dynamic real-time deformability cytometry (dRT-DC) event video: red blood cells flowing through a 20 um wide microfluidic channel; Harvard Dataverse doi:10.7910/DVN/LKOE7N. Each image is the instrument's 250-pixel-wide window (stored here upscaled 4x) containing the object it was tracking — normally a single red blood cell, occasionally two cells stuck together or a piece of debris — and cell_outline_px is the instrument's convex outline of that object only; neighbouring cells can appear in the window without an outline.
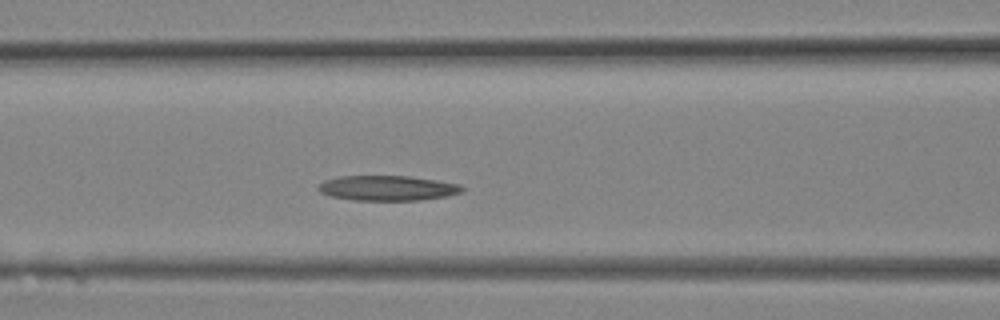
{"species": "Egyptian fruit bat (a non-hibernating species)", "species_latin": "Rousettus aegyptiacus", "temperature_condition": "room temperature", "stored_images_in_passage": 14, "camera_frame_rate_fps": 3000, "um_per_image_px": 0.085, "animal": {"sex": "female"}, "frame": {"image": 1, "passage_image": 8, "time_ms": 2.333, "image_size_px": [1000, 320], "cell_outline_px": [[464, 188], [460, 192], [448, 196], [420, 200], [352, 200], [328, 196], [320, 192], [316, 188], [324, 180], [336, 176], [412, 176], [460, 184]], "centroid_in_image_um": [32.89, 15.98], "position_along_channel_um": 133.7, "area_um2": 21.15}}
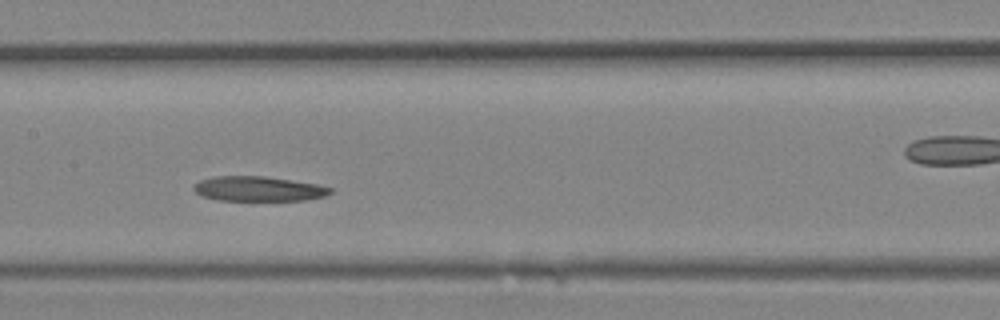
{"frame": {"image": 2, "passage_image": 10, "time_ms": 3.0, "image_size_px": [1000, 320], "cell_outline_px": [[332, 192], [324, 196], [308, 200], [216, 200], [200, 196], [192, 188], [200, 180], [212, 176], [264, 176], [316, 184], [332, 188]], "centroid_in_image_um": [21.93, 16.05], "position_along_channel_um": 185.5, "area_um2": 19.71}}
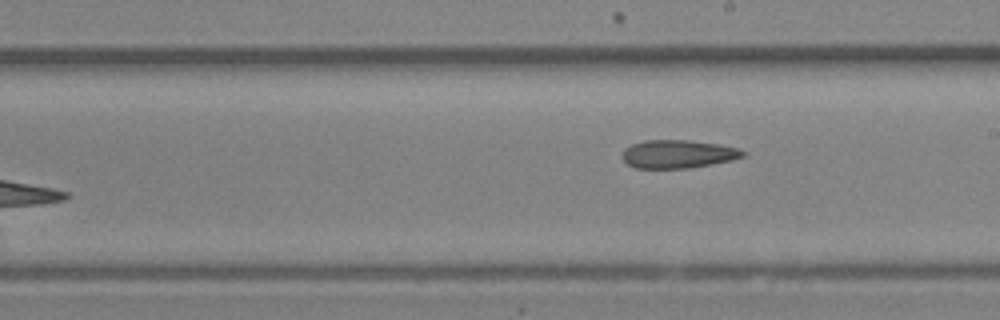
{"frame": {"image": 3, "passage_image": 14, "time_ms": 4.333, "image_size_px": [1000, 320], "cell_outline_px": [[748, 152], [744, 156], [732, 160], [712, 164], [688, 168], [636, 168], [628, 164], [624, 160], [624, 148], [632, 144], [644, 140], [688, 140], [720, 144], [740, 148]], "centroid_in_image_um": [57.69, 13.08], "position_along_channel_um": 231.3, "area_um2": 19.88}}